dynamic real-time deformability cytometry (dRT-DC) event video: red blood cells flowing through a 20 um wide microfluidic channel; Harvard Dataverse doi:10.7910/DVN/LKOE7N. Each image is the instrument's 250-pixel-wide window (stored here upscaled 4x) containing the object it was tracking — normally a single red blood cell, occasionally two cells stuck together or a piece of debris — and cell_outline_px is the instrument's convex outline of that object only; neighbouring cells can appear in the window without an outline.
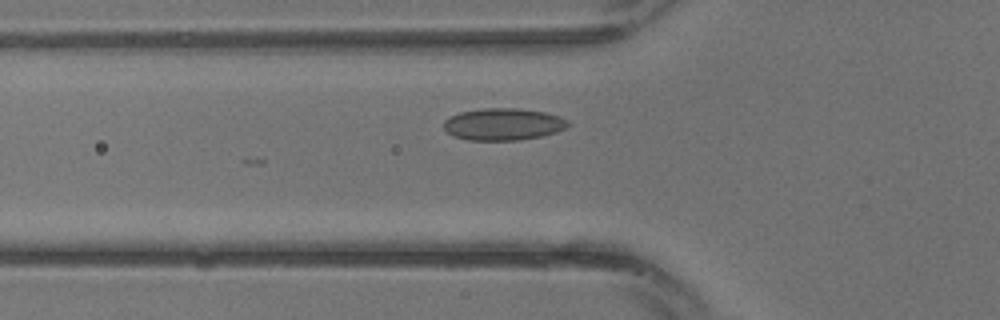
{"species": "common noctule bat (a hibernating species)", "species_latin": "Nyctalus noctula", "temperature_condition": "warm", "stored_images_in_passage": 9, "camera_frame_rate_fps": 3000, "um_per_image_px": 0.085, "animal": {"sex": "male", "body_mass_g": 13.3}, "frame": {"image": 1, "passage_image": 2, "time_ms": 0.333, "image_size_px": [1000, 320], "cell_outline_px": [[568, 124], [564, 128], [556, 132], [540, 136], [520, 140], [468, 140], [452, 136], [444, 128], [444, 120], [448, 116], [460, 112], [484, 108], [520, 108], [544, 112], [560, 116]], "centroid_in_image_um": [42.71, 10.55], "position_along_channel_um": 83.1, "area_um2": 23.12}}
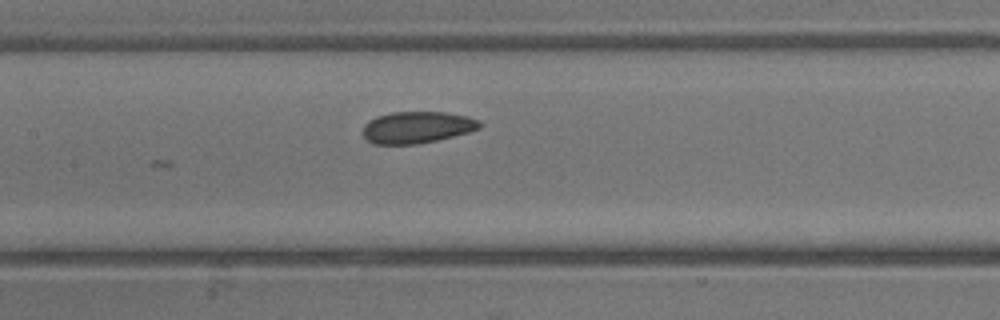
{"frame": {"image": 2, "passage_image": 6, "time_ms": 1.667, "image_size_px": [1000, 320], "cell_outline_px": [[484, 124], [480, 128], [468, 132], [436, 140], [416, 144], [372, 144], [364, 136], [364, 124], [368, 120], [376, 116], [392, 112], [444, 112], [468, 116], [480, 120]], "centroid_in_image_um": [35.46, 10.81], "position_along_channel_um": 171.9, "area_um2": 21.62}}
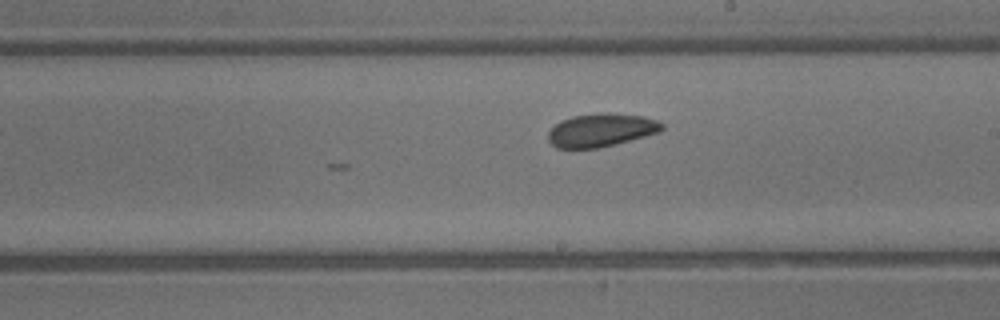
{"frame": {"image": 3, "passage_image": 9, "time_ms": 2.667, "image_size_px": [1000, 320], "cell_outline_px": [[664, 128], [660, 132], [616, 144], [600, 148], [556, 148], [548, 140], [548, 132], [560, 120], [572, 116], [600, 112], [644, 116], [656, 120], [664, 124]], "centroid_in_image_um": [51.1, 11.06], "position_along_channel_um": 237.9, "area_um2": 22.14}}